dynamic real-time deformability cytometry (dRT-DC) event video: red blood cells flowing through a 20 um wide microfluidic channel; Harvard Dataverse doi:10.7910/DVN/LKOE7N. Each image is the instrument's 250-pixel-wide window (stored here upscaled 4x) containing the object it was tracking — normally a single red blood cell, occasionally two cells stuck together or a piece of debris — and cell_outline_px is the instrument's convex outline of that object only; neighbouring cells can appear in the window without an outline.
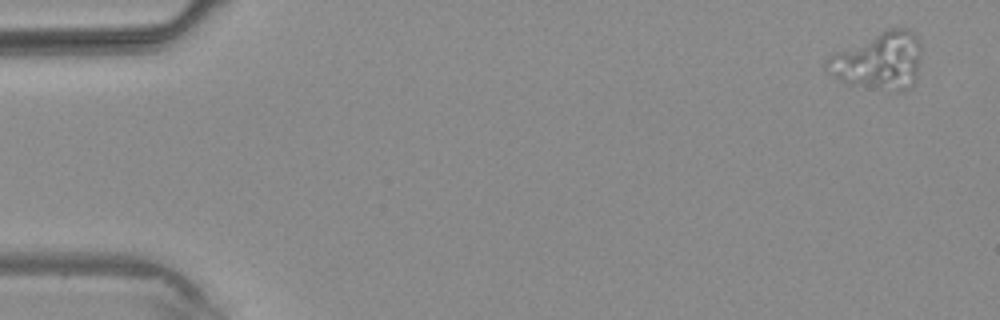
{"species": "common noctule bat (a hibernating species)", "species_latin": "Nyctalus noctula", "temperature_condition": "warm", "stored_images_in_passage": 3, "segment_of_instrument_passage": [2, 2], "camera_frame_rate_fps": 3000, "um_per_image_px": 0.085, "animal": {"sex": "male", "body_mass_g": 20.4}, "frame": {"image": 1, "passage_image": 3, "time_ms": 2.333, "image_size_px": [1000, 320], "cell_outline_px": [[920, 56], [916, 80], [904, 92], [896, 92], [848, 84], [840, 80], [828, 72], [824, 68], [824, 64], [828, 56], [832, 52], [888, 28], [908, 28], [920, 40]], "centroid_in_image_um": [74.68, 5.18], "position_along_channel_um": 10.3, "area_um2": 32.14}}